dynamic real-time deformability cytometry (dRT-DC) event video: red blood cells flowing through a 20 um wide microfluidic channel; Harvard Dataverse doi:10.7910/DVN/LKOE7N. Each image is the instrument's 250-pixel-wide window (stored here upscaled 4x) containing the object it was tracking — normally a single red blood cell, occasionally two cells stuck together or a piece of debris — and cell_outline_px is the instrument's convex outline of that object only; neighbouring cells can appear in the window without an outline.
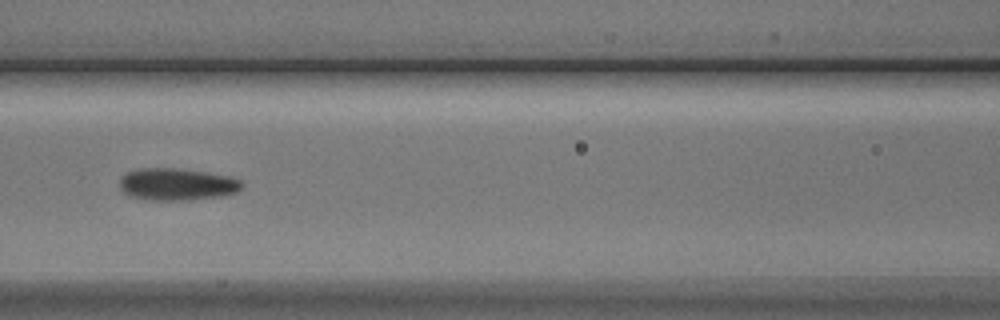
{"species": "Egyptian fruit bat (a non-hibernating species)", "species_latin": "Rousettus aegyptiacus", "temperature_condition": "cold", "stored_images_in_passage": 7, "segment_of_instrument_passage": [1, 2], "camera_frame_rate_fps": 3000, "um_per_image_px": 0.085, "animal": {"sex": "male"}, "frame": {"image": 1, "passage_image": 5, "time_ms": 5.333, "image_size_px": [1000, 320], "cell_outline_px": [[244, 188], [236, 192], [224, 196], [188, 200], [144, 200], [128, 196], [120, 188], [120, 176], [128, 172], [140, 168], [176, 168], [204, 172], [228, 176], [240, 180], [244, 184]], "centroid_in_image_um": [15.03, 15.68], "position_along_channel_um": 151.6, "area_um2": 23.12}}
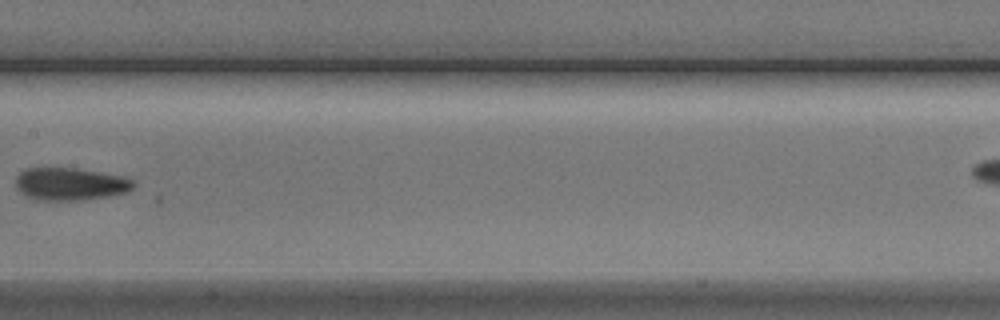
{"frame": {"image": 2, "passage_image": 6, "time_ms": 6.667, "image_size_px": [1000, 320], "cell_outline_px": [[136, 184], [128, 192], [108, 196], [84, 200], [40, 200], [28, 196], [20, 192], [16, 188], [16, 176], [20, 172], [28, 168], [76, 168], [100, 172], [120, 176], [132, 180]], "centroid_in_image_um": [5.97, 15.64], "position_along_channel_um": 201.4, "area_um2": 22.25}}